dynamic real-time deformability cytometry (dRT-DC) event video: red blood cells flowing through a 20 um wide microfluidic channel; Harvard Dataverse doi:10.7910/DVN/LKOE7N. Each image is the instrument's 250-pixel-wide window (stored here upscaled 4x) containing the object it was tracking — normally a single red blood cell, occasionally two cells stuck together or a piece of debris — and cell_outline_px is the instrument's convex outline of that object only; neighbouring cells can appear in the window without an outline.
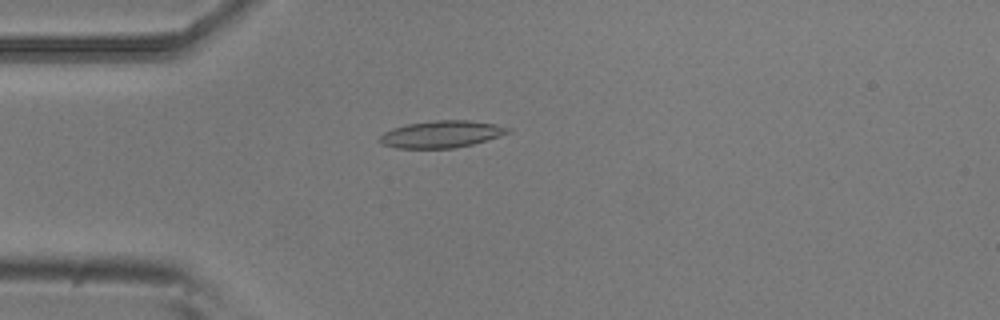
{"species": "common noctule bat (a hibernating species)", "species_latin": "Nyctalus noctula", "temperature_condition": "room temperature", "stored_images_in_passage": 54, "camera_frame_rate_fps": 3000, "um_per_image_px": 0.085, "animal": {"sex": "male", "body_mass_g": 20.5, "forearm_length_mm": 52.5}, "frame": {"image": 1, "passage_image": 14, "time_ms": 4.333, "image_size_px": [1000, 320], "cell_outline_px": [[512, 132], [500, 136], [472, 144], [456, 148], [396, 148], [384, 144], [376, 140], [384, 132], [392, 128], [408, 124], [436, 120], [468, 120], [496, 124], [512, 128]], "centroid_in_image_um": [37.55, 11.4], "position_along_channel_um": 47.5, "area_um2": 20.23}}
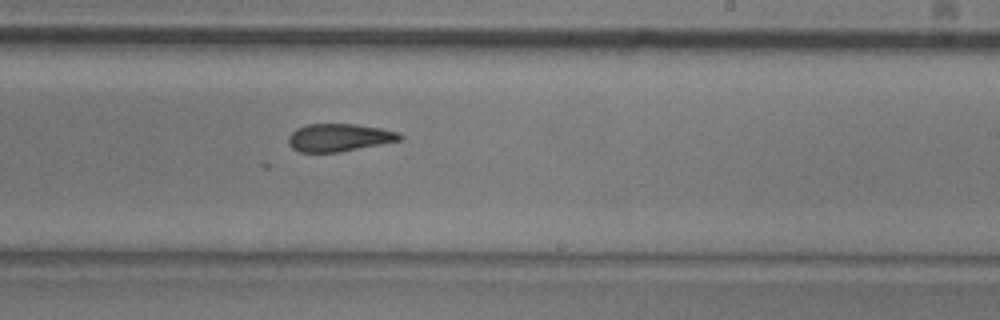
{"frame": {"image": 2, "passage_image": 32, "time_ms": 10.333, "image_size_px": [1000, 320], "cell_outline_px": [[404, 136], [400, 140], [340, 152], [300, 152], [292, 148], [288, 144], [288, 136], [296, 128], [308, 124], [356, 124], [380, 128], [400, 132]], "centroid_in_image_um": [28.81, 11.69], "position_along_channel_um": 260.2, "area_um2": 18.03}}
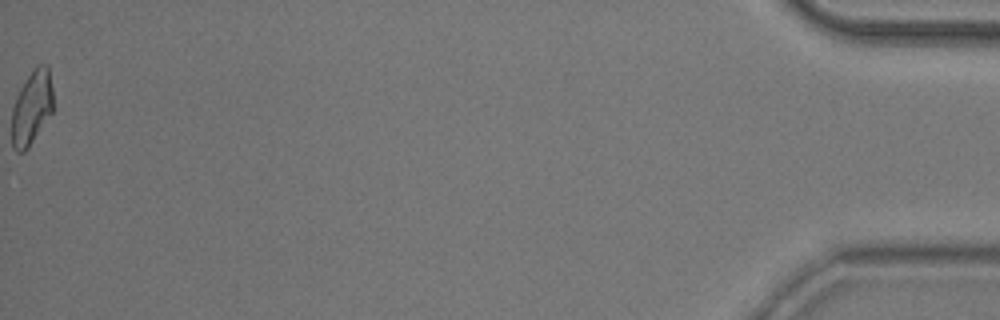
{"frame": {"image": 3, "passage_image": 54, "time_ms": 17.667, "image_size_px": [1000, 320], "cell_outline_px": [[52, 112], [28, 148], [24, 152], [16, 152], [12, 148], [12, 108], [16, 96], [20, 88], [28, 76], [40, 64], [48, 64], [52, 88]], "centroid_in_image_um": [2.68, 9.18], "position_along_channel_um": 432.5, "area_um2": 17.69}}